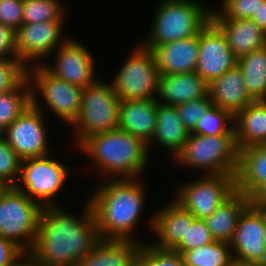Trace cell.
I'll return each mask as SVG.
<instances>
[{
  "instance_id": "484cf974",
  "label": "cell",
  "mask_w": 266,
  "mask_h": 266,
  "mask_svg": "<svg viewBox=\"0 0 266 266\" xmlns=\"http://www.w3.org/2000/svg\"><path fill=\"white\" fill-rule=\"evenodd\" d=\"M249 205V197L235 191L209 217L205 218L204 222L213 239L230 243L239 217Z\"/></svg>"
},
{
  "instance_id": "d6986e66",
  "label": "cell",
  "mask_w": 266,
  "mask_h": 266,
  "mask_svg": "<svg viewBox=\"0 0 266 266\" xmlns=\"http://www.w3.org/2000/svg\"><path fill=\"white\" fill-rule=\"evenodd\" d=\"M208 95L213 105L229 112L233 117L255 101L245 88L238 66L212 80L208 85Z\"/></svg>"
},
{
  "instance_id": "f546056e",
  "label": "cell",
  "mask_w": 266,
  "mask_h": 266,
  "mask_svg": "<svg viewBox=\"0 0 266 266\" xmlns=\"http://www.w3.org/2000/svg\"><path fill=\"white\" fill-rule=\"evenodd\" d=\"M182 257L185 266H230L233 261L230 243L223 241L188 250Z\"/></svg>"
},
{
  "instance_id": "5b68a950",
  "label": "cell",
  "mask_w": 266,
  "mask_h": 266,
  "mask_svg": "<svg viewBox=\"0 0 266 266\" xmlns=\"http://www.w3.org/2000/svg\"><path fill=\"white\" fill-rule=\"evenodd\" d=\"M174 160L188 169L204 170L206 175L236 176L239 149L235 134L202 136L190 133L183 149Z\"/></svg>"
},
{
  "instance_id": "7dc6e473",
  "label": "cell",
  "mask_w": 266,
  "mask_h": 266,
  "mask_svg": "<svg viewBox=\"0 0 266 266\" xmlns=\"http://www.w3.org/2000/svg\"><path fill=\"white\" fill-rule=\"evenodd\" d=\"M255 208H258V209H260L262 211V213L265 216V221H266V207H255Z\"/></svg>"
},
{
  "instance_id": "6da1fadb",
  "label": "cell",
  "mask_w": 266,
  "mask_h": 266,
  "mask_svg": "<svg viewBox=\"0 0 266 266\" xmlns=\"http://www.w3.org/2000/svg\"><path fill=\"white\" fill-rule=\"evenodd\" d=\"M78 218L59 206L43 207L29 252L36 266H77L101 240L92 206L86 200Z\"/></svg>"
},
{
  "instance_id": "9c48e42d",
  "label": "cell",
  "mask_w": 266,
  "mask_h": 266,
  "mask_svg": "<svg viewBox=\"0 0 266 266\" xmlns=\"http://www.w3.org/2000/svg\"><path fill=\"white\" fill-rule=\"evenodd\" d=\"M69 174L68 167L50 158V154L26 158L22 160L19 180L15 187L42 207L59 206L54 199L63 189Z\"/></svg>"
},
{
  "instance_id": "7bdbcfd3",
  "label": "cell",
  "mask_w": 266,
  "mask_h": 266,
  "mask_svg": "<svg viewBox=\"0 0 266 266\" xmlns=\"http://www.w3.org/2000/svg\"><path fill=\"white\" fill-rule=\"evenodd\" d=\"M251 20L266 33V0L260 3L257 12H254Z\"/></svg>"
},
{
  "instance_id": "30bf717a",
  "label": "cell",
  "mask_w": 266,
  "mask_h": 266,
  "mask_svg": "<svg viewBox=\"0 0 266 266\" xmlns=\"http://www.w3.org/2000/svg\"><path fill=\"white\" fill-rule=\"evenodd\" d=\"M26 77L31 86V95L40 93L47 107L72 125L80 113L83 88L56 77L42 63L28 67Z\"/></svg>"
},
{
  "instance_id": "bcb514c9",
  "label": "cell",
  "mask_w": 266,
  "mask_h": 266,
  "mask_svg": "<svg viewBox=\"0 0 266 266\" xmlns=\"http://www.w3.org/2000/svg\"><path fill=\"white\" fill-rule=\"evenodd\" d=\"M9 187L0 181V200L2 198L3 193L8 189Z\"/></svg>"
},
{
  "instance_id": "d590c367",
  "label": "cell",
  "mask_w": 266,
  "mask_h": 266,
  "mask_svg": "<svg viewBox=\"0 0 266 266\" xmlns=\"http://www.w3.org/2000/svg\"><path fill=\"white\" fill-rule=\"evenodd\" d=\"M264 0H222L220 10H212L215 18L251 19Z\"/></svg>"
},
{
  "instance_id": "7402d4cb",
  "label": "cell",
  "mask_w": 266,
  "mask_h": 266,
  "mask_svg": "<svg viewBox=\"0 0 266 266\" xmlns=\"http://www.w3.org/2000/svg\"><path fill=\"white\" fill-rule=\"evenodd\" d=\"M156 123V99L121 101L119 129L148 144L154 135Z\"/></svg>"
},
{
  "instance_id": "f1b7e54d",
  "label": "cell",
  "mask_w": 266,
  "mask_h": 266,
  "mask_svg": "<svg viewBox=\"0 0 266 266\" xmlns=\"http://www.w3.org/2000/svg\"><path fill=\"white\" fill-rule=\"evenodd\" d=\"M31 105V86L25 77L15 88L0 94V133Z\"/></svg>"
},
{
  "instance_id": "5bb4252c",
  "label": "cell",
  "mask_w": 266,
  "mask_h": 266,
  "mask_svg": "<svg viewBox=\"0 0 266 266\" xmlns=\"http://www.w3.org/2000/svg\"><path fill=\"white\" fill-rule=\"evenodd\" d=\"M63 24V20L23 24L15 32L18 60L26 68L43 64V59H47L67 39L62 36ZM32 62L34 63L31 64Z\"/></svg>"
},
{
  "instance_id": "1f68e13d",
  "label": "cell",
  "mask_w": 266,
  "mask_h": 266,
  "mask_svg": "<svg viewBox=\"0 0 266 266\" xmlns=\"http://www.w3.org/2000/svg\"><path fill=\"white\" fill-rule=\"evenodd\" d=\"M62 0H23V24L64 20Z\"/></svg>"
},
{
  "instance_id": "d4e9b609",
  "label": "cell",
  "mask_w": 266,
  "mask_h": 266,
  "mask_svg": "<svg viewBox=\"0 0 266 266\" xmlns=\"http://www.w3.org/2000/svg\"><path fill=\"white\" fill-rule=\"evenodd\" d=\"M142 242L129 240H100L77 266H136Z\"/></svg>"
},
{
  "instance_id": "ba28073f",
  "label": "cell",
  "mask_w": 266,
  "mask_h": 266,
  "mask_svg": "<svg viewBox=\"0 0 266 266\" xmlns=\"http://www.w3.org/2000/svg\"><path fill=\"white\" fill-rule=\"evenodd\" d=\"M118 71L111 84L121 101L156 99L160 73L152 50L139 44Z\"/></svg>"
},
{
  "instance_id": "f35d334b",
  "label": "cell",
  "mask_w": 266,
  "mask_h": 266,
  "mask_svg": "<svg viewBox=\"0 0 266 266\" xmlns=\"http://www.w3.org/2000/svg\"><path fill=\"white\" fill-rule=\"evenodd\" d=\"M0 23L16 32L23 25V0H0Z\"/></svg>"
},
{
  "instance_id": "f6af8a7d",
  "label": "cell",
  "mask_w": 266,
  "mask_h": 266,
  "mask_svg": "<svg viewBox=\"0 0 266 266\" xmlns=\"http://www.w3.org/2000/svg\"><path fill=\"white\" fill-rule=\"evenodd\" d=\"M230 266H261V265L242 263V262H238V261L233 260Z\"/></svg>"
},
{
  "instance_id": "4fadbf2b",
  "label": "cell",
  "mask_w": 266,
  "mask_h": 266,
  "mask_svg": "<svg viewBox=\"0 0 266 266\" xmlns=\"http://www.w3.org/2000/svg\"><path fill=\"white\" fill-rule=\"evenodd\" d=\"M230 248L233 260L266 266V221L260 209L249 205L243 211Z\"/></svg>"
},
{
  "instance_id": "ffe728a7",
  "label": "cell",
  "mask_w": 266,
  "mask_h": 266,
  "mask_svg": "<svg viewBox=\"0 0 266 266\" xmlns=\"http://www.w3.org/2000/svg\"><path fill=\"white\" fill-rule=\"evenodd\" d=\"M208 83L195 72L160 75L156 101L177 106L208 96Z\"/></svg>"
},
{
  "instance_id": "d6a6232c",
  "label": "cell",
  "mask_w": 266,
  "mask_h": 266,
  "mask_svg": "<svg viewBox=\"0 0 266 266\" xmlns=\"http://www.w3.org/2000/svg\"><path fill=\"white\" fill-rule=\"evenodd\" d=\"M136 266H185L180 253L172 249H162L152 243H141Z\"/></svg>"
},
{
  "instance_id": "2e32d148",
  "label": "cell",
  "mask_w": 266,
  "mask_h": 266,
  "mask_svg": "<svg viewBox=\"0 0 266 266\" xmlns=\"http://www.w3.org/2000/svg\"><path fill=\"white\" fill-rule=\"evenodd\" d=\"M222 31L210 20L199 32V56L195 73L208 84L237 66Z\"/></svg>"
},
{
  "instance_id": "8992f818",
  "label": "cell",
  "mask_w": 266,
  "mask_h": 266,
  "mask_svg": "<svg viewBox=\"0 0 266 266\" xmlns=\"http://www.w3.org/2000/svg\"><path fill=\"white\" fill-rule=\"evenodd\" d=\"M120 103L111 83L100 79L83 88L80 113L72 124L77 147L95 134L118 129Z\"/></svg>"
},
{
  "instance_id": "7c38bea8",
  "label": "cell",
  "mask_w": 266,
  "mask_h": 266,
  "mask_svg": "<svg viewBox=\"0 0 266 266\" xmlns=\"http://www.w3.org/2000/svg\"><path fill=\"white\" fill-rule=\"evenodd\" d=\"M177 190L174 199L196 219L204 220L236 191L235 176L204 174Z\"/></svg>"
},
{
  "instance_id": "836d02e7",
  "label": "cell",
  "mask_w": 266,
  "mask_h": 266,
  "mask_svg": "<svg viewBox=\"0 0 266 266\" xmlns=\"http://www.w3.org/2000/svg\"><path fill=\"white\" fill-rule=\"evenodd\" d=\"M22 159L0 135V181L15 187L20 176Z\"/></svg>"
},
{
  "instance_id": "ab89813d",
  "label": "cell",
  "mask_w": 266,
  "mask_h": 266,
  "mask_svg": "<svg viewBox=\"0 0 266 266\" xmlns=\"http://www.w3.org/2000/svg\"><path fill=\"white\" fill-rule=\"evenodd\" d=\"M0 59L18 60L15 31L0 23Z\"/></svg>"
},
{
  "instance_id": "3957f363",
  "label": "cell",
  "mask_w": 266,
  "mask_h": 266,
  "mask_svg": "<svg viewBox=\"0 0 266 266\" xmlns=\"http://www.w3.org/2000/svg\"><path fill=\"white\" fill-rule=\"evenodd\" d=\"M78 147L93 161L101 178L139 179L149 160L147 144L119 128L95 134Z\"/></svg>"
},
{
  "instance_id": "cb8c5ba5",
  "label": "cell",
  "mask_w": 266,
  "mask_h": 266,
  "mask_svg": "<svg viewBox=\"0 0 266 266\" xmlns=\"http://www.w3.org/2000/svg\"><path fill=\"white\" fill-rule=\"evenodd\" d=\"M265 182L266 144L240 149L235 176L236 191L250 197Z\"/></svg>"
},
{
  "instance_id": "b9f144b4",
  "label": "cell",
  "mask_w": 266,
  "mask_h": 266,
  "mask_svg": "<svg viewBox=\"0 0 266 266\" xmlns=\"http://www.w3.org/2000/svg\"><path fill=\"white\" fill-rule=\"evenodd\" d=\"M253 207H266V182L263 183L250 197Z\"/></svg>"
},
{
  "instance_id": "8d00e7d4",
  "label": "cell",
  "mask_w": 266,
  "mask_h": 266,
  "mask_svg": "<svg viewBox=\"0 0 266 266\" xmlns=\"http://www.w3.org/2000/svg\"><path fill=\"white\" fill-rule=\"evenodd\" d=\"M212 105L208 95L198 100L179 104L176 107L184 127L191 132Z\"/></svg>"
},
{
  "instance_id": "277c9868",
  "label": "cell",
  "mask_w": 266,
  "mask_h": 266,
  "mask_svg": "<svg viewBox=\"0 0 266 266\" xmlns=\"http://www.w3.org/2000/svg\"><path fill=\"white\" fill-rule=\"evenodd\" d=\"M211 14L212 9L197 0H162L155 9L152 29L141 45L153 50L159 44L198 35Z\"/></svg>"
},
{
  "instance_id": "9a60e30c",
  "label": "cell",
  "mask_w": 266,
  "mask_h": 266,
  "mask_svg": "<svg viewBox=\"0 0 266 266\" xmlns=\"http://www.w3.org/2000/svg\"><path fill=\"white\" fill-rule=\"evenodd\" d=\"M80 42L68 37L55 49L53 66L45 62L43 65L56 77L69 84L85 88L95 83L98 78L95 77L96 67L93 55Z\"/></svg>"
},
{
  "instance_id": "e575fe53",
  "label": "cell",
  "mask_w": 266,
  "mask_h": 266,
  "mask_svg": "<svg viewBox=\"0 0 266 266\" xmlns=\"http://www.w3.org/2000/svg\"><path fill=\"white\" fill-rule=\"evenodd\" d=\"M213 237L206 227L204 220L194 219L191 226H188L186 237H184L172 250L181 255L191 249L211 244Z\"/></svg>"
},
{
  "instance_id": "7a4b0ae2",
  "label": "cell",
  "mask_w": 266,
  "mask_h": 266,
  "mask_svg": "<svg viewBox=\"0 0 266 266\" xmlns=\"http://www.w3.org/2000/svg\"><path fill=\"white\" fill-rule=\"evenodd\" d=\"M141 178L110 179L93 189L92 206L102 240L136 241L131 234L142 216L145 185Z\"/></svg>"
},
{
  "instance_id": "83f0119b",
  "label": "cell",
  "mask_w": 266,
  "mask_h": 266,
  "mask_svg": "<svg viewBox=\"0 0 266 266\" xmlns=\"http://www.w3.org/2000/svg\"><path fill=\"white\" fill-rule=\"evenodd\" d=\"M245 88L255 100H266V46L238 58Z\"/></svg>"
},
{
  "instance_id": "ac0fdd59",
  "label": "cell",
  "mask_w": 266,
  "mask_h": 266,
  "mask_svg": "<svg viewBox=\"0 0 266 266\" xmlns=\"http://www.w3.org/2000/svg\"><path fill=\"white\" fill-rule=\"evenodd\" d=\"M152 52L160 75L195 72L199 56V34L159 44Z\"/></svg>"
},
{
  "instance_id": "60d3db41",
  "label": "cell",
  "mask_w": 266,
  "mask_h": 266,
  "mask_svg": "<svg viewBox=\"0 0 266 266\" xmlns=\"http://www.w3.org/2000/svg\"><path fill=\"white\" fill-rule=\"evenodd\" d=\"M25 252L12 241L0 236V266H9Z\"/></svg>"
},
{
  "instance_id": "4316f807",
  "label": "cell",
  "mask_w": 266,
  "mask_h": 266,
  "mask_svg": "<svg viewBox=\"0 0 266 266\" xmlns=\"http://www.w3.org/2000/svg\"><path fill=\"white\" fill-rule=\"evenodd\" d=\"M238 149L266 144V100H257L234 116Z\"/></svg>"
},
{
  "instance_id": "8fae6325",
  "label": "cell",
  "mask_w": 266,
  "mask_h": 266,
  "mask_svg": "<svg viewBox=\"0 0 266 266\" xmlns=\"http://www.w3.org/2000/svg\"><path fill=\"white\" fill-rule=\"evenodd\" d=\"M37 95H31V105L1 134L10 147L23 160L49 154L45 116Z\"/></svg>"
},
{
  "instance_id": "e0dca14e",
  "label": "cell",
  "mask_w": 266,
  "mask_h": 266,
  "mask_svg": "<svg viewBox=\"0 0 266 266\" xmlns=\"http://www.w3.org/2000/svg\"><path fill=\"white\" fill-rule=\"evenodd\" d=\"M195 217L175 199L152 214L148 224L158 241L154 246L173 249L184 237ZM150 222V223H149Z\"/></svg>"
},
{
  "instance_id": "4dcf8cb0",
  "label": "cell",
  "mask_w": 266,
  "mask_h": 266,
  "mask_svg": "<svg viewBox=\"0 0 266 266\" xmlns=\"http://www.w3.org/2000/svg\"><path fill=\"white\" fill-rule=\"evenodd\" d=\"M233 125L234 117L229 112L212 105L190 133L202 136L235 134Z\"/></svg>"
},
{
  "instance_id": "44dd1931",
  "label": "cell",
  "mask_w": 266,
  "mask_h": 266,
  "mask_svg": "<svg viewBox=\"0 0 266 266\" xmlns=\"http://www.w3.org/2000/svg\"><path fill=\"white\" fill-rule=\"evenodd\" d=\"M211 21L224 34L237 58L266 46V33L251 19L215 18Z\"/></svg>"
},
{
  "instance_id": "603a6c76",
  "label": "cell",
  "mask_w": 266,
  "mask_h": 266,
  "mask_svg": "<svg viewBox=\"0 0 266 266\" xmlns=\"http://www.w3.org/2000/svg\"><path fill=\"white\" fill-rule=\"evenodd\" d=\"M157 123L154 135L147 144L149 152L151 143L156 142L166 151H171L172 157L183 149L190 132L184 127L176 106L162 104L156 101Z\"/></svg>"
},
{
  "instance_id": "52a82bcc",
  "label": "cell",
  "mask_w": 266,
  "mask_h": 266,
  "mask_svg": "<svg viewBox=\"0 0 266 266\" xmlns=\"http://www.w3.org/2000/svg\"><path fill=\"white\" fill-rule=\"evenodd\" d=\"M42 206L16 187H9L0 200V236L29 253L36 240Z\"/></svg>"
},
{
  "instance_id": "ee69618b",
  "label": "cell",
  "mask_w": 266,
  "mask_h": 266,
  "mask_svg": "<svg viewBox=\"0 0 266 266\" xmlns=\"http://www.w3.org/2000/svg\"><path fill=\"white\" fill-rule=\"evenodd\" d=\"M9 266H36L30 253H24L18 260Z\"/></svg>"
},
{
  "instance_id": "74e56055",
  "label": "cell",
  "mask_w": 266,
  "mask_h": 266,
  "mask_svg": "<svg viewBox=\"0 0 266 266\" xmlns=\"http://www.w3.org/2000/svg\"><path fill=\"white\" fill-rule=\"evenodd\" d=\"M26 69L19 60L0 59V94L15 88L26 77Z\"/></svg>"
}]
</instances>
